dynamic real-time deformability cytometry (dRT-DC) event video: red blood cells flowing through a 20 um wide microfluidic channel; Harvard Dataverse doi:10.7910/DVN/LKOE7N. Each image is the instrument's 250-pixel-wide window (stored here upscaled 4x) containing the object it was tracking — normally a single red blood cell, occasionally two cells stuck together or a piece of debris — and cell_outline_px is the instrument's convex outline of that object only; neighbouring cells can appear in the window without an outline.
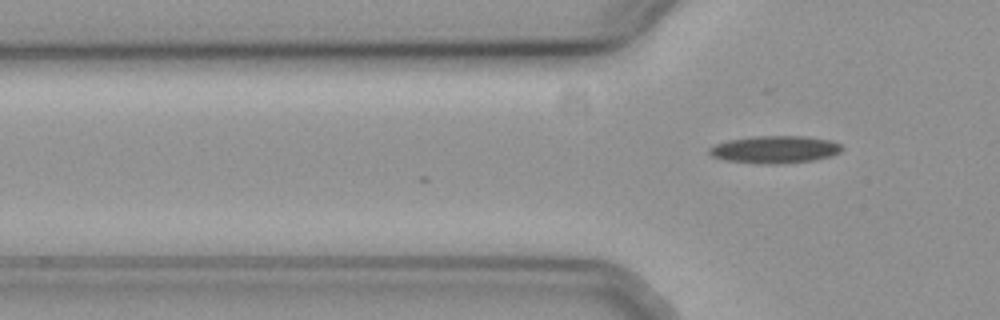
{"species": "common noctule bat (a hibernating species)", "species_latin": "Nyctalus noctula", "temperature_condition": "cold", "stored_images_in_passage": 2, "camera_frame_rate_fps": 3000, "um_per_image_px": 0.085, "animal": {"sex": "female", "body_mass_g": 19.3, "forearm_length_mm": 54.1}, "frame": {"image": 1, "passage_image": 2, "time_ms": 0.333, "image_size_px": [1000, 320], "cell_outline_px": [[844, 148], [840, 152], [828, 156], [812, 160], [780, 164], [756, 164], [724, 160], [712, 156], [708, 152], [708, 148], [716, 144], [728, 140], [756, 136], [804, 136], [832, 140], [840, 144]], "centroid_in_image_um": [65.84, 12.71], "position_along_channel_um": 60.0, "area_um2": 21.27}}